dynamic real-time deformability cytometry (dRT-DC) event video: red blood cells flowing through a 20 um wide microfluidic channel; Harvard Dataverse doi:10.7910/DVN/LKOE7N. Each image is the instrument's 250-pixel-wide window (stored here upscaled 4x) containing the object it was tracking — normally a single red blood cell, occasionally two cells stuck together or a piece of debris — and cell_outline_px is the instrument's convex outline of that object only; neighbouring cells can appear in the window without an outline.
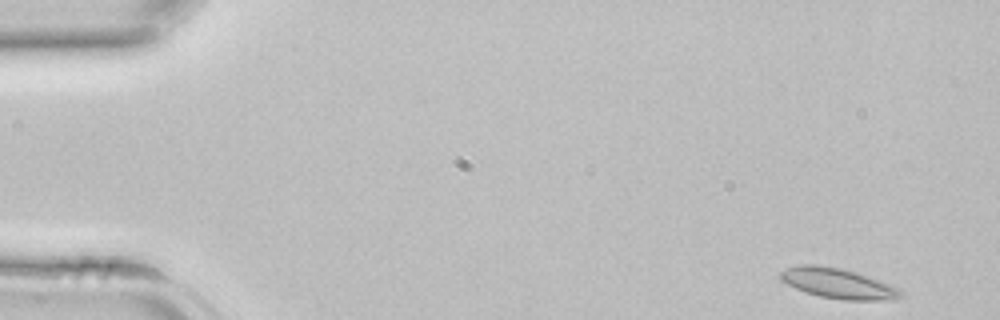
{"species": "common noctule bat (a hibernating species)", "species_latin": "Nyctalus noctula", "temperature_condition": "room temperature", "stored_images_in_passage": 41, "camera_frame_rate_fps": 3000, "um_per_image_px": 0.085, "animal": {"sex": "female", "body_mass_g": 22.7, "forearm_length_mm": 54.2}, "frame": {"image": 1, "passage_image": 1, "time_ms": 0.0, "image_size_px": [1000, 320], "cell_outline_px": [[904, 296], [892, 300], [844, 300], [820, 296], [796, 288], [780, 280], [780, 272], [788, 268], [800, 264], [816, 264], [840, 268], [856, 272], [868, 276], [900, 288], [904, 292]], "centroid_in_image_um": [71.28, 24.09], "position_along_channel_um": 13.7, "area_um2": 21.15}}
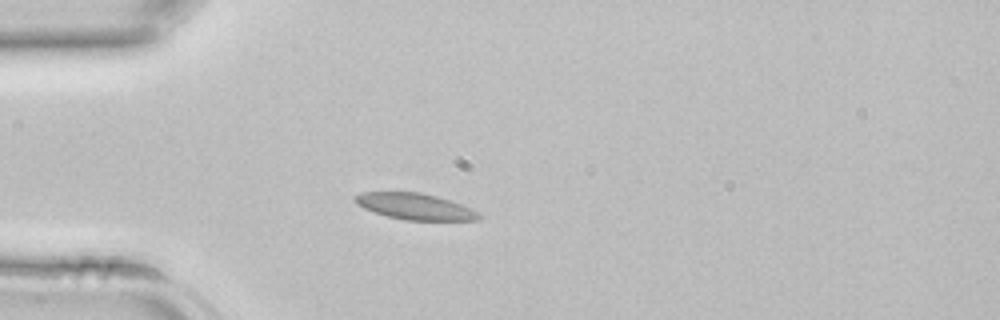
{"frame": {"image": 2, "passage_image": 10, "time_ms": 3.0, "image_size_px": [1000, 320], "cell_outline_px": [[484, 216], [480, 220], [404, 220], [372, 212], [356, 204], [352, 200], [352, 196], [364, 192], [420, 192], [436, 196], [472, 208]], "centroid_in_image_um": [35.26, 17.55], "position_along_channel_um": 49.7, "area_um2": 19.07}}
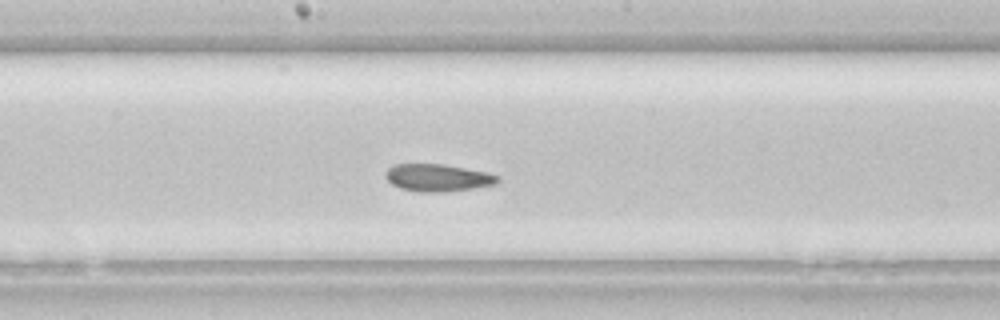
{"frame": {"image": 3, "passage_image": 21, "time_ms": 6.667, "image_size_px": [1000, 320], "cell_outline_px": [[500, 180], [496, 184], [472, 188], [444, 192], [420, 192], [400, 188], [392, 184], [384, 176], [384, 172], [388, 168], [396, 164], [444, 164], [484, 172], [500, 176]], "centroid_in_image_um": [37.18, 15.11], "position_along_channel_um": 211.0, "area_um2": 17.8}}